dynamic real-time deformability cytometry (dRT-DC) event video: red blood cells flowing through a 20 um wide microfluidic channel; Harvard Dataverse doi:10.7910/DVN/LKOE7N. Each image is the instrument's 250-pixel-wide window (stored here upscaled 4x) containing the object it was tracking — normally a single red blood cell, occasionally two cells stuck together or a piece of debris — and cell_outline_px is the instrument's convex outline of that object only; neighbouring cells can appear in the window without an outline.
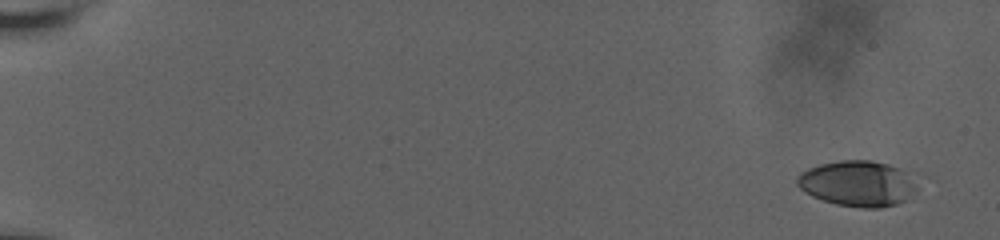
{"species": "human", "species_latin": "Homo sapiens", "temperature_condition": "room temperature", "stored_images_in_passage": 58, "camera_frame_rate_fps": 3000, "um_per_image_px": 0.085, "donor": {"sex": "male"}, "frame": {"image": 1, "passage_image": 1, "time_ms": 0.0, "image_size_px": [1000, 240], "cell_outline_px": [[920, 188], [908, 200], [896, 204], [880, 208], [864, 208], [836, 204], [812, 196], [804, 192], [796, 184], [796, 180], [800, 172], [808, 168], [820, 164], [840, 160], [872, 160], [888, 164], [900, 168]], "centroid_in_image_um": [72.9, 15.6], "position_along_channel_um": 12.1, "area_um2": 32.08}}
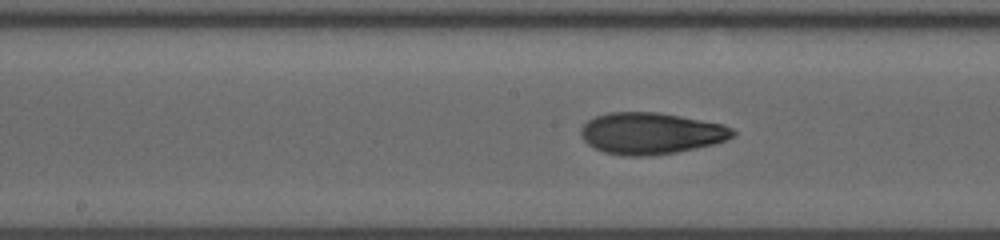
{"frame": {"image": 2, "passage_image": 32, "time_ms": 10.333, "image_size_px": [1000, 240], "cell_outline_px": [[736, 136], [712, 144], [676, 152], [648, 156], [624, 156], [604, 152], [588, 144], [580, 136], [580, 128], [588, 120], [596, 116], [608, 112], [660, 112], [724, 124], [732, 128], [736, 132]], "centroid_in_image_um": [55.32, 11.32], "position_along_channel_um": 192.9, "area_um2": 36.88}}
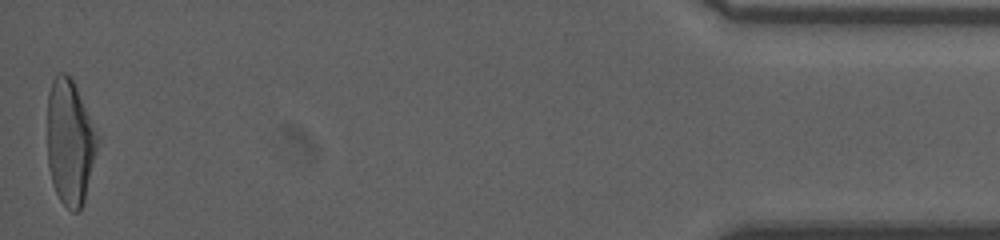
{"frame": {"image": 3, "passage_image": 58, "time_ms": 19.0, "image_size_px": [1000, 240], "cell_outline_px": [[100, 140], [84, 200], [80, 208], [76, 212], [72, 212], [60, 200], [56, 192], [48, 168], [48, 92], [52, 80], [60, 72], [64, 72], [72, 80], [100, 136]], "centroid_in_image_um": [5.96, 12.09], "position_along_channel_um": 429.2, "area_um2": 36.47}, "authors_computed_cell_mechanics": {"area_um2": 35.4603, "velocity_mm_per_s": 3.674, "shape_relaxation_time_tau1_ms": 5.9221, "shape_relaxation_time_tau2_ms": 1.9905, "deformation_change_tau1": 0.2191, "deformation_change_tau2": 0.0769}}